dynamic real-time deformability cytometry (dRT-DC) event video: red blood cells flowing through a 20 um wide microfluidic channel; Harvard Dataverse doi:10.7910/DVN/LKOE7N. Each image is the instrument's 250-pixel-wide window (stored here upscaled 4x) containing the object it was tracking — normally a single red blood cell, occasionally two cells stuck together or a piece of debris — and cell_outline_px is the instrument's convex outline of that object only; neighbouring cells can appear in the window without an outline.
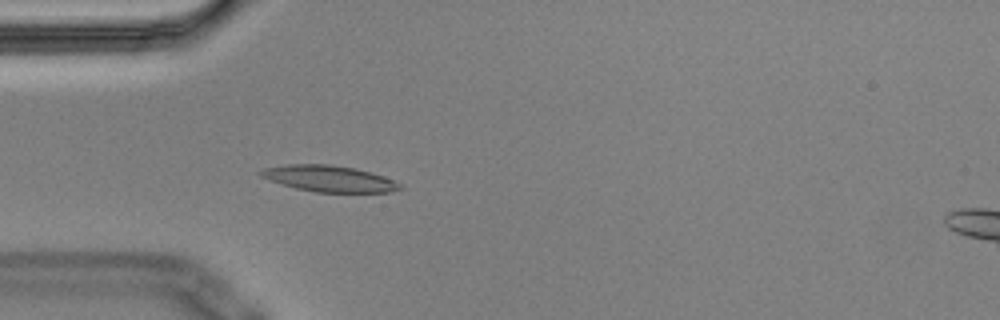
{"species": "Egyptian fruit bat (a non-hibernating species)", "species_latin": "Rousettus aegyptiacus", "temperature_condition": "cold", "stored_images_in_passage": 5, "camera_frame_rate_fps": 3000, "um_per_image_px": 0.085, "animal": {"sex": "male"}, "frame": {"image": 1, "passage_image": 4, "time_ms": 1.0, "image_size_px": [1000, 320], "cell_outline_px": [[404, 188], [392, 192], [316, 192], [296, 188], [260, 176], [256, 172], [264, 168], [288, 164], [328, 164], [356, 168], [384, 176], [400, 184]], "centroid_in_image_um": [27.99, 15.18], "position_along_channel_um": 57.0, "area_um2": 21.15}}